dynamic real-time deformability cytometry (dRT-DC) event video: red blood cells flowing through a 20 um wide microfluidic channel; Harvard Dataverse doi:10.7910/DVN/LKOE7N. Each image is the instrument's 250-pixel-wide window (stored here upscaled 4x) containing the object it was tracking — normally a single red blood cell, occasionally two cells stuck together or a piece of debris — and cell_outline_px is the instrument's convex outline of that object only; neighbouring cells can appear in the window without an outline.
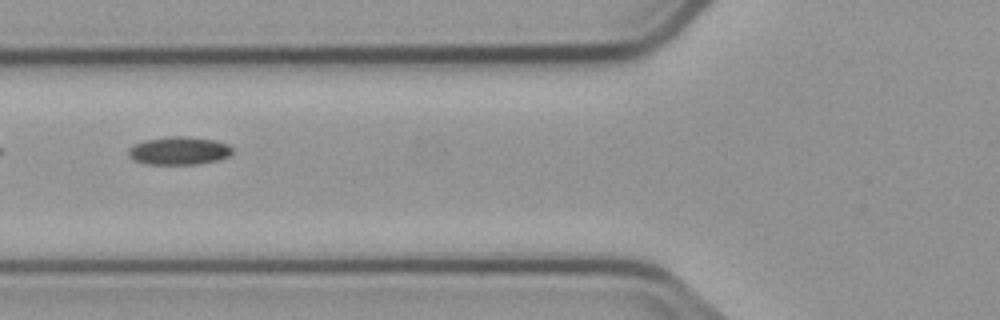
{"species": "common noctule bat (a hibernating species)", "species_latin": "Nyctalus noctula", "temperature_condition": "cold", "stored_images_in_passage": 10, "camera_frame_rate_fps": 3000, "um_per_image_px": 0.085, "animal": {"sex": "male", "body_mass_g": 23.1, "forearm_length_mm": 52.7}, "frame": {"image": 1, "passage_image": 6, "time_ms": 6.667, "image_size_px": [1000, 320], "cell_outline_px": [[232, 152], [228, 156], [216, 160], [200, 164], [144, 164], [132, 160], [128, 156], [128, 148], [144, 140], [168, 136], [184, 136], [216, 140], [228, 144], [232, 148]], "centroid_in_image_um": [15.18, 12.81], "position_along_channel_um": 110.6, "area_um2": 17.11}}
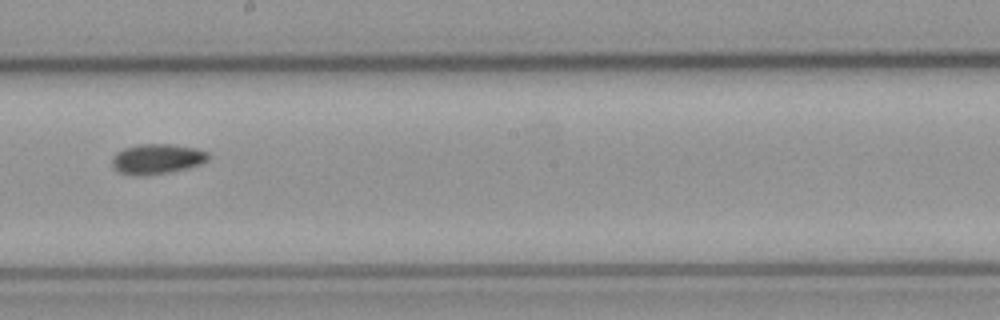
{"frame": {"image": 2, "passage_image": 9, "time_ms": 10.0, "image_size_px": [1000, 320], "cell_outline_px": [[208, 160], [200, 164], [168, 172], [136, 176], [120, 172], [112, 164], [112, 160], [116, 152], [124, 148], [136, 144], [168, 144], [192, 148], [208, 152]], "centroid_in_image_um": [13.31, 13.5], "position_along_channel_um": 234.9, "area_um2": 16.47}}
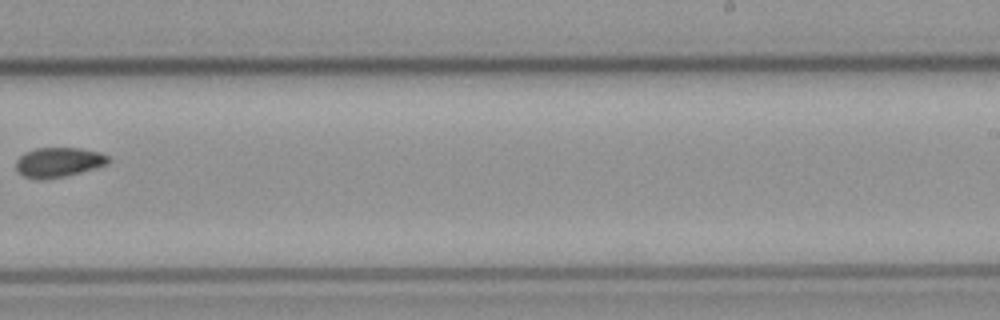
{"frame": {"image": 3, "passage_image": 10, "time_ms": 11.333, "image_size_px": [1000, 320], "cell_outline_px": [[112, 160], [108, 164], [96, 168], [64, 176], [40, 180], [36, 180], [24, 176], [16, 168], [16, 160], [24, 152], [36, 148], [80, 148], [100, 152], [108, 156]], "centroid_in_image_um": [4.99, 13.79], "position_along_channel_um": 284.0, "area_um2": 16.07}}